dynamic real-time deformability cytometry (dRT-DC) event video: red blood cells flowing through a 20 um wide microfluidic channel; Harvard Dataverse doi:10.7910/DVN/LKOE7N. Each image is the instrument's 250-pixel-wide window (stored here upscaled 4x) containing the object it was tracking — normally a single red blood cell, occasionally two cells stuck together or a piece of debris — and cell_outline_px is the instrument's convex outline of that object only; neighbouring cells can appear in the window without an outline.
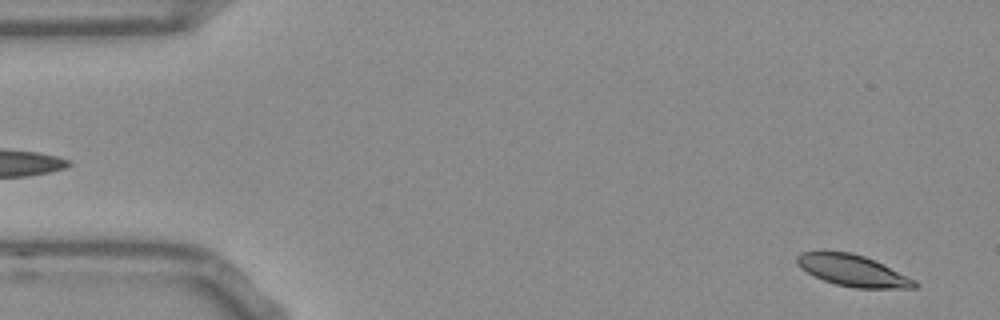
{"species": "Egyptian fruit bat (a non-hibernating species)", "species_latin": "Rousettus aegyptiacus", "temperature_condition": "room temperature", "stored_images_in_passage": 15, "camera_frame_rate_fps": 3000, "um_per_image_px": 0.085, "frame": {"image": 1, "passage_image": 2, "time_ms": 0.333, "image_size_px": [1000, 320], "cell_outline_px": [[920, 284], [916, 288], [852, 288], [836, 284], [824, 280], [800, 268], [796, 264], [796, 256], [800, 252], [848, 252], [864, 256], [916, 280]], "centroid_in_image_um": [72.49, 23.01], "position_along_channel_um": 12.5, "area_um2": 21.21}}
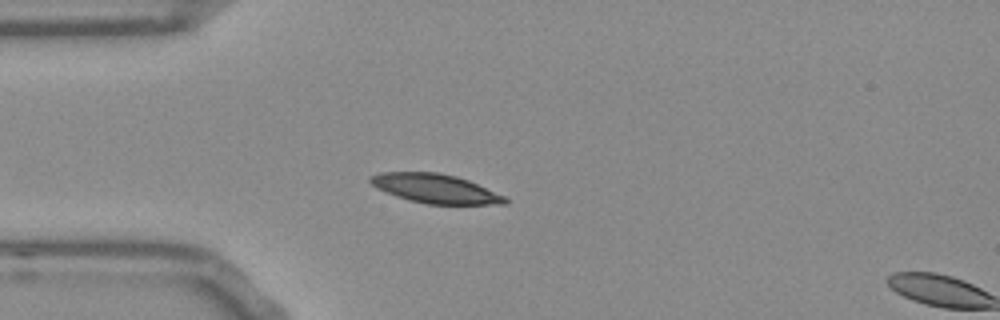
{"frame": {"image": 2, "passage_image": 13, "time_ms": 4.0, "image_size_px": [1000, 320], "cell_outline_px": [[508, 204], [428, 204], [408, 200], [396, 196], [376, 188], [368, 180], [368, 176], [380, 172], [436, 172], [456, 176], [468, 180], [504, 196], [508, 200]], "centroid_in_image_um": [36.96, 16.02], "position_along_channel_um": 48.0, "area_um2": 22.77}}